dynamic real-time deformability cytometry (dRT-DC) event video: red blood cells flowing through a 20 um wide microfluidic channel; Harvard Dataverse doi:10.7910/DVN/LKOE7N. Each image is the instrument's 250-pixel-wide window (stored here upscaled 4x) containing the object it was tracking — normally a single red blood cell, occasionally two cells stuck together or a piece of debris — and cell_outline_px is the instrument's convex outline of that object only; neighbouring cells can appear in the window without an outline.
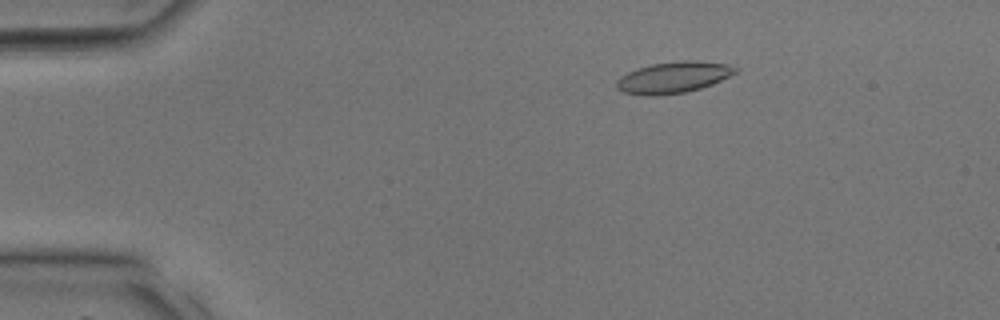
{"species": "common noctule bat (a hibernating species)", "species_latin": "Nyctalus noctula", "temperature_condition": "room temperature", "stored_images_in_passage": 32, "camera_frame_rate_fps": 3000, "um_per_image_px": 0.085, "animal": {"sex": "male", "body_mass_g": 17.9, "forearm_length_mm": 54.2}, "frame": {"image": 1, "passage_image": 1, "time_ms": 0.0, "image_size_px": [1000, 320], "cell_outline_px": [[740, 68], [736, 72], [712, 84], [700, 88], [684, 92], [656, 96], [644, 96], [624, 92], [616, 88], [616, 80], [620, 76], [636, 68], [652, 64], [680, 60], [696, 60], [728, 64]], "centroid_in_image_um": [57.21, 6.57], "position_along_channel_um": 27.8, "area_um2": 21.79}}
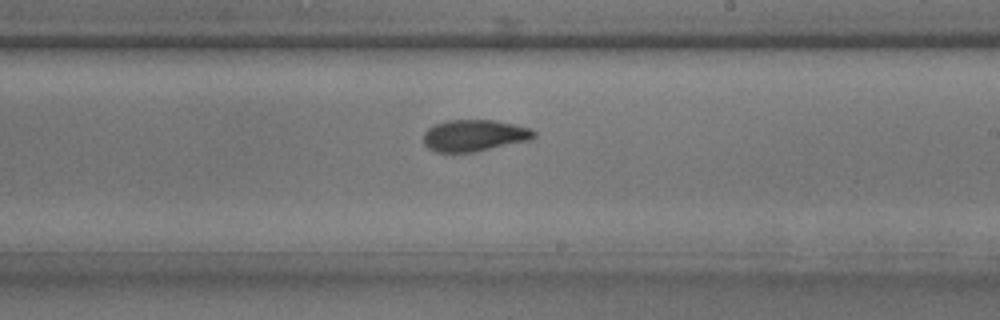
{"frame": {"image": 2, "passage_image": 17, "time_ms": 5.333, "image_size_px": [1000, 320], "cell_outline_px": [[536, 136], [532, 140], [472, 152], [436, 152], [428, 148], [424, 144], [424, 132], [428, 128], [436, 124], [448, 120], [496, 120], [532, 128], [536, 132]], "centroid_in_image_um": [40.35, 11.51], "position_along_channel_um": 248.6, "area_um2": 20.46}}
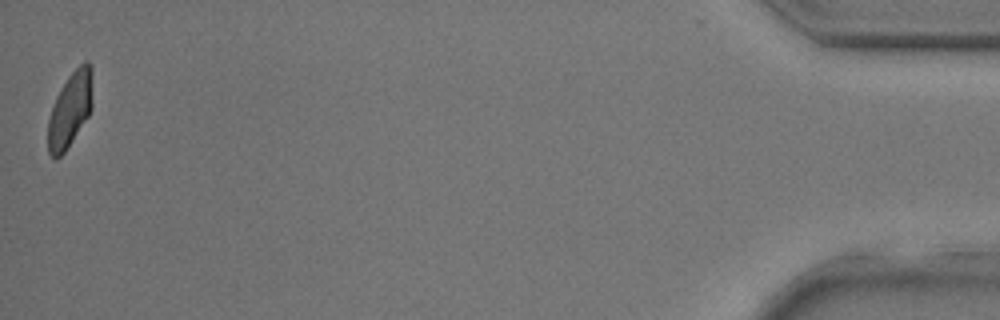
{"frame": {"image": 3, "passage_image": 32, "time_ms": 10.333, "image_size_px": [1000, 320], "cell_outline_px": [[92, 108], [88, 116], [64, 152], [60, 156], [52, 156], [48, 152], [48, 120], [56, 96], [68, 76], [84, 60], [88, 60], [92, 64]], "centroid_in_image_um": [5.98, 9.24], "position_along_channel_um": 429.2, "area_um2": 19.31}}